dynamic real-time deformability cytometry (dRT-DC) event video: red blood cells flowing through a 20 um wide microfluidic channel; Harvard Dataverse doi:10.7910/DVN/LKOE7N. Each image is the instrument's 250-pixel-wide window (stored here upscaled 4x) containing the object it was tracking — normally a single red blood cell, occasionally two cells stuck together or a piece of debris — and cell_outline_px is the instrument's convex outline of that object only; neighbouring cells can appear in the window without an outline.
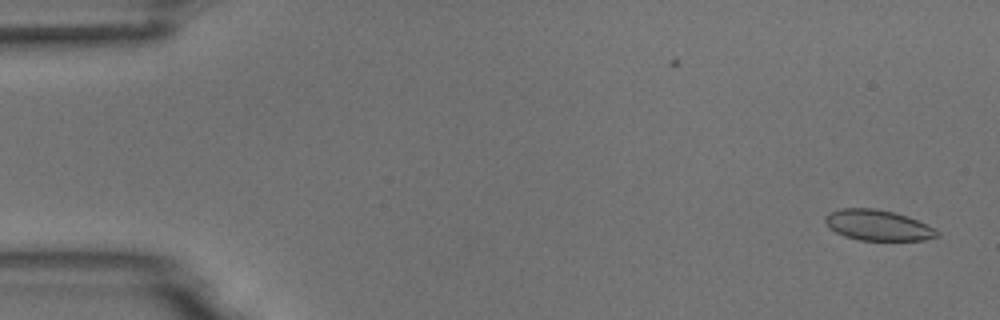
{"species": "common noctule bat (a hibernating species)", "species_latin": "Nyctalus noctula", "temperature_condition": "room temperature", "stored_images_in_passage": 6, "camera_frame_rate_fps": 3000, "um_per_image_px": 0.085, "animal": {"sex": "male", "body_mass_g": 18.8}, "frame": {"image": 1, "passage_image": 1, "time_ms": 0.0, "image_size_px": [1000, 320], "cell_outline_px": [[940, 236], [924, 240], [860, 240], [844, 236], [836, 232], [824, 220], [824, 216], [828, 212], [840, 208], [876, 208], [892, 212], [916, 220], [940, 232]], "centroid_in_image_um": [74.58, 19.14], "position_along_channel_um": 10.4, "area_um2": 19.71}}